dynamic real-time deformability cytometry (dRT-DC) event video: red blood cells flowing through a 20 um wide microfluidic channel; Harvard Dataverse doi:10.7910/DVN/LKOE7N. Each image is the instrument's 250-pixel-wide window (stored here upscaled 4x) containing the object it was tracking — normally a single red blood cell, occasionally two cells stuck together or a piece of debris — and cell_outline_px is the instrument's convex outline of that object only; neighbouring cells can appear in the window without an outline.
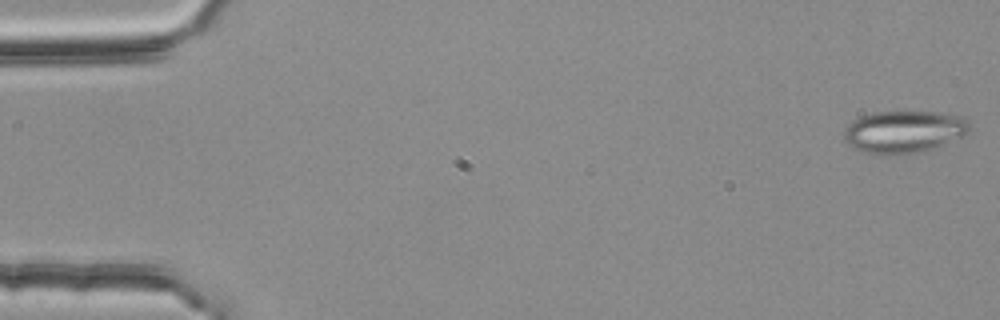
{"species": "common noctule bat (a hibernating species)", "species_latin": "Nyctalus noctula", "temperature_condition": "room temperature", "stored_images_in_passage": 54, "camera_frame_rate_fps": 3000, "um_per_image_px": 0.085, "animal": {"sex": "female", "body_mass_g": 25.1}, "frame": {"image": 1, "passage_image": 1, "time_ms": 0.0, "image_size_px": [1000, 320], "cell_outline_px": [[972, 128], [968, 132], [960, 136], [920, 152], [896, 156], [884, 156], [860, 152], [852, 148], [844, 140], [844, 128], [852, 120], [860, 116], [872, 112], [940, 112], [964, 116], [968, 120]], "centroid_in_image_um": [76.77, 11.21], "position_along_channel_um": 8.2, "area_um2": 31.39}}
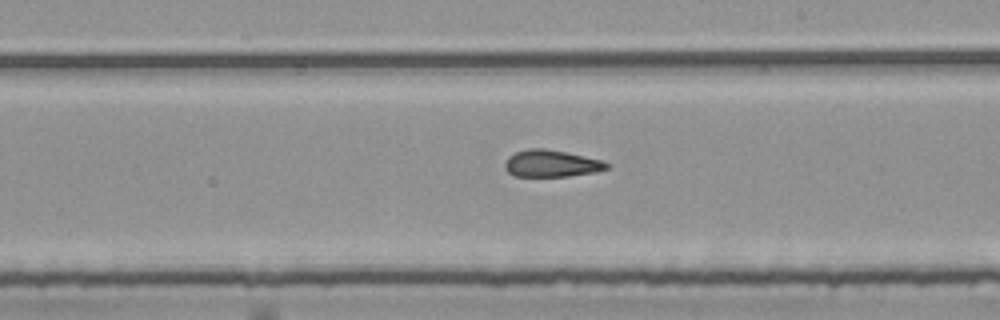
{"frame": {"image": 2, "passage_image": 31, "time_ms": 10.0, "image_size_px": [1000, 320], "cell_outline_px": [[612, 164], [608, 168], [596, 172], [568, 176], [516, 176], [508, 172], [504, 168], [504, 164], [508, 156], [516, 152], [528, 148], [544, 148], [568, 152], [604, 160]], "centroid_in_image_um": [46.9, 13.89], "position_along_channel_um": 242.1, "area_um2": 16.24}}
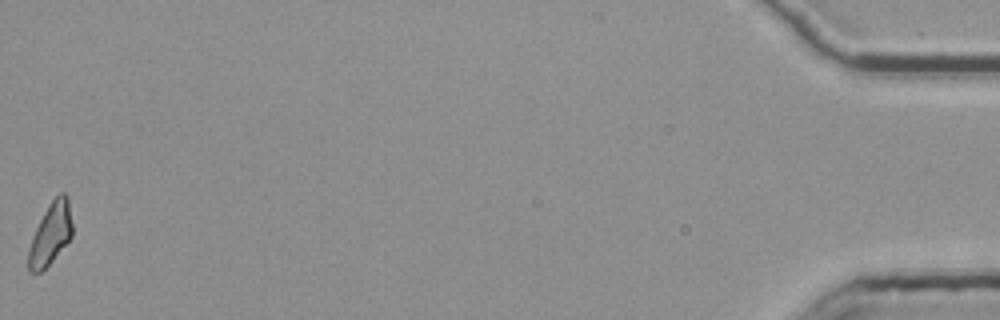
{"frame": {"image": 3, "passage_image": 54, "time_ms": 17.667, "image_size_px": [1000, 320], "cell_outline_px": [[72, 236], [52, 260], [40, 272], [28, 272], [28, 252], [32, 236], [44, 212], [52, 200], [60, 192], [64, 192], [68, 196], [72, 224]], "centroid_in_image_um": [4.3, 19.86], "position_along_channel_um": 430.9, "area_um2": 15.55}, "authors_computed_cell_mechanics": {"area_um2": 16.6464, "velocity_mm_per_s": 3.8016, "shape_relaxation_time_tau1_ms": null, "shape_relaxation_time_tau2_ms": 2.7872, "deformation_change_tau1": null, "deformation_change_tau2": 0.1239}}